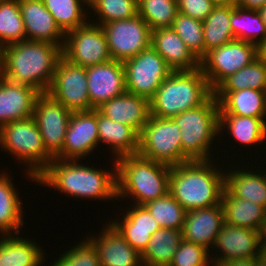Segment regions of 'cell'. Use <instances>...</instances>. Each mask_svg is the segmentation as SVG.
Instances as JSON below:
<instances>
[{"mask_svg": "<svg viewBox=\"0 0 266 266\" xmlns=\"http://www.w3.org/2000/svg\"><path fill=\"white\" fill-rule=\"evenodd\" d=\"M115 161L117 199H127L128 196L133 199V204L145 205L169 192L171 166L139 154L121 156Z\"/></svg>", "mask_w": 266, "mask_h": 266, "instance_id": "cell-4", "label": "cell"}, {"mask_svg": "<svg viewBox=\"0 0 266 266\" xmlns=\"http://www.w3.org/2000/svg\"><path fill=\"white\" fill-rule=\"evenodd\" d=\"M172 119L180 127L183 163L213 159V155H210L211 147H214L213 140L220 135L219 103L213 94L200 106L186 110Z\"/></svg>", "mask_w": 266, "mask_h": 266, "instance_id": "cell-6", "label": "cell"}, {"mask_svg": "<svg viewBox=\"0 0 266 266\" xmlns=\"http://www.w3.org/2000/svg\"><path fill=\"white\" fill-rule=\"evenodd\" d=\"M46 9L54 17L56 24L66 33L89 21L88 8L79 0H42ZM87 10V12L85 11ZM86 14V15H85ZM87 19V20H86Z\"/></svg>", "mask_w": 266, "mask_h": 266, "instance_id": "cell-37", "label": "cell"}, {"mask_svg": "<svg viewBox=\"0 0 266 266\" xmlns=\"http://www.w3.org/2000/svg\"><path fill=\"white\" fill-rule=\"evenodd\" d=\"M6 174V175H5ZM10 174L0 173V234H20V228L24 225L23 202L16 191V187ZM13 182V183H12ZM19 195V196H18Z\"/></svg>", "mask_w": 266, "mask_h": 266, "instance_id": "cell-29", "label": "cell"}, {"mask_svg": "<svg viewBox=\"0 0 266 266\" xmlns=\"http://www.w3.org/2000/svg\"><path fill=\"white\" fill-rule=\"evenodd\" d=\"M178 12L176 0H138V15L151 30L172 27Z\"/></svg>", "mask_w": 266, "mask_h": 266, "instance_id": "cell-39", "label": "cell"}, {"mask_svg": "<svg viewBox=\"0 0 266 266\" xmlns=\"http://www.w3.org/2000/svg\"><path fill=\"white\" fill-rule=\"evenodd\" d=\"M144 206L161 228L182 230L186 210L169 192Z\"/></svg>", "mask_w": 266, "mask_h": 266, "instance_id": "cell-38", "label": "cell"}, {"mask_svg": "<svg viewBox=\"0 0 266 266\" xmlns=\"http://www.w3.org/2000/svg\"><path fill=\"white\" fill-rule=\"evenodd\" d=\"M219 115L266 118V91L247 88L239 91H213Z\"/></svg>", "mask_w": 266, "mask_h": 266, "instance_id": "cell-25", "label": "cell"}, {"mask_svg": "<svg viewBox=\"0 0 266 266\" xmlns=\"http://www.w3.org/2000/svg\"><path fill=\"white\" fill-rule=\"evenodd\" d=\"M99 134L97 109L72 112L62 150L54 157L61 160H79L97 149Z\"/></svg>", "mask_w": 266, "mask_h": 266, "instance_id": "cell-15", "label": "cell"}, {"mask_svg": "<svg viewBox=\"0 0 266 266\" xmlns=\"http://www.w3.org/2000/svg\"><path fill=\"white\" fill-rule=\"evenodd\" d=\"M122 219L109 223L139 253L146 249L152 235L161 227L144 205L130 204ZM121 220V221H120Z\"/></svg>", "mask_w": 266, "mask_h": 266, "instance_id": "cell-22", "label": "cell"}, {"mask_svg": "<svg viewBox=\"0 0 266 266\" xmlns=\"http://www.w3.org/2000/svg\"><path fill=\"white\" fill-rule=\"evenodd\" d=\"M235 39L259 46L266 40V28L258 10L234 6L230 16Z\"/></svg>", "mask_w": 266, "mask_h": 266, "instance_id": "cell-34", "label": "cell"}, {"mask_svg": "<svg viewBox=\"0 0 266 266\" xmlns=\"http://www.w3.org/2000/svg\"><path fill=\"white\" fill-rule=\"evenodd\" d=\"M224 223L221 202L211 207L186 211L181 230L183 240L201 245L212 252L216 236Z\"/></svg>", "mask_w": 266, "mask_h": 266, "instance_id": "cell-18", "label": "cell"}, {"mask_svg": "<svg viewBox=\"0 0 266 266\" xmlns=\"http://www.w3.org/2000/svg\"><path fill=\"white\" fill-rule=\"evenodd\" d=\"M151 46L172 71H189L200 68V61L187 48L172 27L152 30Z\"/></svg>", "mask_w": 266, "mask_h": 266, "instance_id": "cell-24", "label": "cell"}, {"mask_svg": "<svg viewBox=\"0 0 266 266\" xmlns=\"http://www.w3.org/2000/svg\"><path fill=\"white\" fill-rule=\"evenodd\" d=\"M25 40L19 0H0V49Z\"/></svg>", "mask_w": 266, "mask_h": 266, "instance_id": "cell-36", "label": "cell"}, {"mask_svg": "<svg viewBox=\"0 0 266 266\" xmlns=\"http://www.w3.org/2000/svg\"><path fill=\"white\" fill-rule=\"evenodd\" d=\"M227 169L225 173V190L239 199L249 200L266 209V170ZM260 170V171H259ZM263 171V172H261Z\"/></svg>", "mask_w": 266, "mask_h": 266, "instance_id": "cell-26", "label": "cell"}, {"mask_svg": "<svg viewBox=\"0 0 266 266\" xmlns=\"http://www.w3.org/2000/svg\"><path fill=\"white\" fill-rule=\"evenodd\" d=\"M111 59L124 62L151 46V29L147 22L136 15L101 25Z\"/></svg>", "mask_w": 266, "mask_h": 266, "instance_id": "cell-12", "label": "cell"}, {"mask_svg": "<svg viewBox=\"0 0 266 266\" xmlns=\"http://www.w3.org/2000/svg\"><path fill=\"white\" fill-rule=\"evenodd\" d=\"M79 2L83 5L84 7L87 6L89 7L88 9L91 10V8L96 4L97 0H79Z\"/></svg>", "mask_w": 266, "mask_h": 266, "instance_id": "cell-51", "label": "cell"}, {"mask_svg": "<svg viewBox=\"0 0 266 266\" xmlns=\"http://www.w3.org/2000/svg\"><path fill=\"white\" fill-rule=\"evenodd\" d=\"M172 28L192 54L200 61L205 56L202 21L178 12Z\"/></svg>", "mask_w": 266, "mask_h": 266, "instance_id": "cell-40", "label": "cell"}, {"mask_svg": "<svg viewBox=\"0 0 266 266\" xmlns=\"http://www.w3.org/2000/svg\"><path fill=\"white\" fill-rule=\"evenodd\" d=\"M97 128L99 142L105 143L112 150L115 159L131 154H138L139 133L132 127L110 120L97 110Z\"/></svg>", "mask_w": 266, "mask_h": 266, "instance_id": "cell-27", "label": "cell"}, {"mask_svg": "<svg viewBox=\"0 0 266 266\" xmlns=\"http://www.w3.org/2000/svg\"><path fill=\"white\" fill-rule=\"evenodd\" d=\"M266 5V0H237V6L244 9L259 10Z\"/></svg>", "mask_w": 266, "mask_h": 266, "instance_id": "cell-46", "label": "cell"}, {"mask_svg": "<svg viewBox=\"0 0 266 266\" xmlns=\"http://www.w3.org/2000/svg\"><path fill=\"white\" fill-rule=\"evenodd\" d=\"M212 249L214 251V253L210 252V255L213 254L211 255L212 263L251 258L262 251L258 231L226 223L223 224L221 231L216 236Z\"/></svg>", "mask_w": 266, "mask_h": 266, "instance_id": "cell-17", "label": "cell"}, {"mask_svg": "<svg viewBox=\"0 0 266 266\" xmlns=\"http://www.w3.org/2000/svg\"><path fill=\"white\" fill-rule=\"evenodd\" d=\"M41 93L33 87L0 77V127L33 116L35 102Z\"/></svg>", "mask_w": 266, "mask_h": 266, "instance_id": "cell-20", "label": "cell"}, {"mask_svg": "<svg viewBox=\"0 0 266 266\" xmlns=\"http://www.w3.org/2000/svg\"><path fill=\"white\" fill-rule=\"evenodd\" d=\"M126 91L151 99L172 70L152 46L123 62Z\"/></svg>", "mask_w": 266, "mask_h": 266, "instance_id": "cell-11", "label": "cell"}, {"mask_svg": "<svg viewBox=\"0 0 266 266\" xmlns=\"http://www.w3.org/2000/svg\"><path fill=\"white\" fill-rule=\"evenodd\" d=\"M51 266H101L95 246L85 237L77 245L71 246Z\"/></svg>", "mask_w": 266, "mask_h": 266, "instance_id": "cell-42", "label": "cell"}, {"mask_svg": "<svg viewBox=\"0 0 266 266\" xmlns=\"http://www.w3.org/2000/svg\"><path fill=\"white\" fill-rule=\"evenodd\" d=\"M182 240L181 230L160 228L141 254L142 266H169Z\"/></svg>", "mask_w": 266, "mask_h": 266, "instance_id": "cell-32", "label": "cell"}, {"mask_svg": "<svg viewBox=\"0 0 266 266\" xmlns=\"http://www.w3.org/2000/svg\"><path fill=\"white\" fill-rule=\"evenodd\" d=\"M247 88L266 91V64L259 58L229 75L213 91H239Z\"/></svg>", "mask_w": 266, "mask_h": 266, "instance_id": "cell-35", "label": "cell"}, {"mask_svg": "<svg viewBox=\"0 0 266 266\" xmlns=\"http://www.w3.org/2000/svg\"><path fill=\"white\" fill-rule=\"evenodd\" d=\"M103 227L99 236H87L98 252L101 266H142L141 254L110 223Z\"/></svg>", "mask_w": 266, "mask_h": 266, "instance_id": "cell-21", "label": "cell"}, {"mask_svg": "<svg viewBox=\"0 0 266 266\" xmlns=\"http://www.w3.org/2000/svg\"><path fill=\"white\" fill-rule=\"evenodd\" d=\"M0 148L26 164V176L34 183H37V177L54 159L45 149L39 127L33 117L2 125Z\"/></svg>", "mask_w": 266, "mask_h": 266, "instance_id": "cell-7", "label": "cell"}, {"mask_svg": "<svg viewBox=\"0 0 266 266\" xmlns=\"http://www.w3.org/2000/svg\"><path fill=\"white\" fill-rule=\"evenodd\" d=\"M259 242L262 251H266V214L258 231Z\"/></svg>", "mask_w": 266, "mask_h": 266, "instance_id": "cell-47", "label": "cell"}, {"mask_svg": "<svg viewBox=\"0 0 266 266\" xmlns=\"http://www.w3.org/2000/svg\"><path fill=\"white\" fill-rule=\"evenodd\" d=\"M179 13L204 21L214 5L210 0H176Z\"/></svg>", "mask_w": 266, "mask_h": 266, "instance_id": "cell-44", "label": "cell"}, {"mask_svg": "<svg viewBox=\"0 0 266 266\" xmlns=\"http://www.w3.org/2000/svg\"><path fill=\"white\" fill-rule=\"evenodd\" d=\"M213 91L202 70L172 71L150 99L151 116L173 118L203 104Z\"/></svg>", "mask_w": 266, "mask_h": 266, "instance_id": "cell-5", "label": "cell"}, {"mask_svg": "<svg viewBox=\"0 0 266 266\" xmlns=\"http://www.w3.org/2000/svg\"><path fill=\"white\" fill-rule=\"evenodd\" d=\"M212 266L210 251L201 245L182 240L169 266Z\"/></svg>", "mask_w": 266, "mask_h": 266, "instance_id": "cell-43", "label": "cell"}, {"mask_svg": "<svg viewBox=\"0 0 266 266\" xmlns=\"http://www.w3.org/2000/svg\"><path fill=\"white\" fill-rule=\"evenodd\" d=\"M47 94L72 112L93 110L89 99L86 68L63 57L58 61Z\"/></svg>", "mask_w": 266, "mask_h": 266, "instance_id": "cell-13", "label": "cell"}, {"mask_svg": "<svg viewBox=\"0 0 266 266\" xmlns=\"http://www.w3.org/2000/svg\"><path fill=\"white\" fill-rule=\"evenodd\" d=\"M256 256L245 259L213 262L212 266H255Z\"/></svg>", "mask_w": 266, "mask_h": 266, "instance_id": "cell-45", "label": "cell"}, {"mask_svg": "<svg viewBox=\"0 0 266 266\" xmlns=\"http://www.w3.org/2000/svg\"><path fill=\"white\" fill-rule=\"evenodd\" d=\"M224 130H228V134L230 133V136L244 147L259 145L266 141L265 118L219 115V133Z\"/></svg>", "mask_w": 266, "mask_h": 266, "instance_id": "cell-31", "label": "cell"}, {"mask_svg": "<svg viewBox=\"0 0 266 266\" xmlns=\"http://www.w3.org/2000/svg\"><path fill=\"white\" fill-rule=\"evenodd\" d=\"M234 6H214L203 24L205 55L210 50L235 39L231 29L230 16Z\"/></svg>", "mask_w": 266, "mask_h": 266, "instance_id": "cell-33", "label": "cell"}, {"mask_svg": "<svg viewBox=\"0 0 266 266\" xmlns=\"http://www.w3.org/2000/svg\"><path fill=\"white\" fill-rule=\"evenodd\" d=\"M72 111L41 93L35 102L33 118L39 127L45 149L55 157L63 148L66 130Z\"/></svg>", "mask_w": 266, "mask_h": 266, "instance_id": "cell-14", "label": "cell"}, {"mask_svg": "<svg viewBox=\"0 0 266 266\" xmlns=\"http://www.w3.org/2000/svg\"><path fill=\"white\" fill-rule=\"evenodd\" d=\"M44 256L43 248L33 238L28 240L20 234L0 237V266H41Z\"/></svg>", "mask_w": 266, "mask_h": 266, "instance_id": "cell-28", "label": "cell"}, {"mask_svg": "<svg viewBox=\"0 0 266 266\" xmlns=\"http://www.w3.org/2000/svg\"><path fill=\"white\" fill-rule=\"evenodd\" d=\"M255 266H266V251H261L256 256Z\"/></svg>", "mask_w": 266, "mask_h": 266, "instance_id": "cell-50", "label": "cell"}, {"mask_svg": "<svg viewBox=\"0 0 266 266\" xmlns=\"http://www.w3.org/2000/svg\"><path fill=\"white\" fill-rule=\"evenodd\" d=\"M62 57L85 68L110 61L108 43L101 25L90 21L66 32Z\"/></svg>", "mask_w": 266, "mask_h": 266, "instance_id": "cell-10", "label": "cell"}, {"mask_svg": "<svg viewBox=\"0 0 266 266\" xmlns=\"http://www.w3.org/2000/svg\"><path fill=\"white\" fill-rule=\"evenodd\" d=\"M138 154L168 166L183 163L178 123L172 118L151 116L139 134Z\"/></svg>", "mask_w": 266, "mask_h": 266, "instance_id": "cell-8", "label": "cell"}, {"mask_svg": "<svg viewBox=\"0 0 266 266\" xmlns=\"http://www.w3.org/2000/svg\"><path fill=\"white\" fill-rule=\"evenodd\" d=\"M258 58L266 64V40L258 46Z\"/></svg>", "mask_w": 266, "mask_h": 266, "instance_id": "cell-49", "label": "cell"}, {"mask_svg": "<svg viewBox=\"0 0 266 266\" xmlns=\"http://www.w3.org/2000/svg\"><path fill=\"white\" fill-rule=\"evenodd\" d=\"M213 161V162H212ZM217 160H193L171 166L169 193L186 210L207 208L221 202L225 171ZM218 168H217V167Z\"/></svg>", "mask_w": 266, "mask_h": 266, "instance_id": "cell-3", "label": "cell"}, {"mask_svg": "<svg viewBox=\"0 0 266 266\" xmlns=\"http://www.w3.org/2000/svg\"><path fill=\"white\" fill-rule=\"evenodd\" d=\"M258 12L260 13L262 22L264 23L265 28H266V5L263 6L261 9H259Z\"/></svg>", "mask_w": 266, "mask_h": 266, "instance_id": "cell-52", "label": "cell"}, {"mask_svg": "<svg viewBox=\"0 0 266 266\" xmlns=\"http://www.w3.org/2000/svg\"><path fill=\"white\" fill-rule=\"evenodd\" d=\"M112 163L113 170H101L82 165L78 160L54 158L37 177V183L75 198L114 201L117 198L115 158Z\"/></svg>", "mask_w": 266, "mask_h": 266, "instance_id": "cell-2", "label": "cell"}, {"mask_svg": "<svg viewBox=\"0 0 266 266\" xmlns=\"http://www.w3.org/2000/svg\"><path fill=\"white\" fill-rule=\"evenodd\" d=\"M221 205L226 224L259 231L266 214L264 207L249 200L234 197L225 189L222 192Z\"/></svg>", "mask_w": 266, "mask_h": 266, "instance_id": "cell-30", "label": "cell"}, {"mask_svg": "<svg viewBox=\"0 0 266 266\" xmlns=\"http://www.w3.org/2000/svg\"><path fill=\"white\" fill-rule=\"evenodd\" d=\"M97 110L110 120L134 128L139 134L151 117L150 99L127 91L103 103Z\"/></svg>", "mask_w": 266, "mask_h": 266, "instance_id": "cell-23", "label": "cell"}, {"mask_svg": "<svg viewBox=\"0 0 266 266\" xmlns=\"http://www.w3.org/2000/svg\"><path fill=\"white\" fill-rule=\"evenodd\" d=\"M27 40L63 46L65 33L42 0H19Z\"/></svg>", "mask_w": 266, "mask_h": 266, "instance_id": "cell-19", "label": "cell"}, {"mask_svg": "<svg viewBox=\"0 0 266 266\" xmlns=\"http://www.w3.org/2000/svg\"><path fill=\"white\" fill-rule=\"evenodd\" d=\"M258 58V46L234 39L210 50L200 60V69L213 91L225 78Z\"/></svg>", "mask_w": 266, "mask_h": 266, "instance_id": "cell-9", "label": "cell"}, {"mask_svg": "<svg viewBox=\"0 0 266 266\" xmlns=\"http://www.w3.org/2000/svg\"><path fill=\"white\" fill-rule=\"evenodd\" d=\"M88 93L93 109L126 92L123 62H108L86 68Z\"/></svg>", "mask_w": 266, "mask_h": 266, "instance_id": "cell-16", "label": "cell"}, {"mask_svg": "<svg viewBox=\"0 0 266 266\" xmlns=\"http://www.w3.org/2000/svg\"><path fill=\"white\" fill-rule=\"evenodd\" d=\"M91 9L97 16L95 21L99 22L94 21V23L102 25L112 21L130 19L138 15V0H97Z\"/></svg>", "mask_w": 266, "mask_h": 266, "instance_id": "cell-41", "label": "cell"}, {"mask_svg": "<svg viewBox=\"0 0 266 266\" xmlns=\"http://www.w3.org/2000/svg\"><path fill=\"white\" fill-rule=\"evenodd\" d=\"M62 46L25 40L1 49V73L14 83L24 84L47 93L53 81Z\"/></svg>", "mask_w": 266, "mask_h": 266, "instance_id": "cell-1", "label": "cell"}, {"mask_svg": "<svg viewBox=\"0 0 266 266\" xmlns=\"http://www.w3.org/2000/svg\"><path fill=\"white\" fill-rule=\"evenodd\" d=\"M214 6H236L237 0H210Z\"/></svg>", "mask_w": 266, "mask_h": 266, "instance_id": "cell-48", "label": "cell"}, {"mask_svg": "<svg viewBox=\"0 0 266 266\" xmlns=\"http://www.w3.org/2000/svg\"><path fill=\"white\" fill-rule=\"evenodd\" d=\"M2 76V73H1V62H0V77Z\"/></svg>", "mask_w": 266, "mask_h": 266, "instance_id": "cell-53", "label": "cell"}]
</instances>
